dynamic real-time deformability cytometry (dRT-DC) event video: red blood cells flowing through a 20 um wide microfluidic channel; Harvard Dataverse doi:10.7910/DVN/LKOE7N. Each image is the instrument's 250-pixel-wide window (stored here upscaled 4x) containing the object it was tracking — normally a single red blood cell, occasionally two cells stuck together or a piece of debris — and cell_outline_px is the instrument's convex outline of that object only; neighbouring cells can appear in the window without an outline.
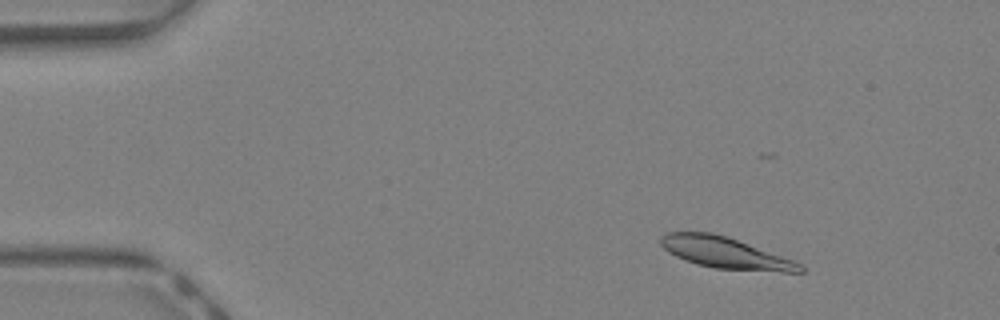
{"species": "Egyptian fruit bat (a non-hibernating species)", "species_latin": "Rousettus aegyptiacus", "temperature_condition": "warm", "stored_images_in_passage": 43, "camera_frame_rate_fps": 3000, "um_per_image_px": 0.085, "animal": {"sex": "female"}, "frame": {"image": 1, "passage_image": 6, "time_ms": 1.667, "image_size_px": [1000, 320], "cell_outline_px": [[804, 272], [780, 272], [716, 268], [696, 264], [684, 260], [668, 252], [660, 244], [660, 236], [668, 232], [712, 232], [748, 244], [804, 264]], "centroid_in_image_um": [61.64, 21.5], "position_along_channel_um": 23.4, "area_um2": 25.14}}
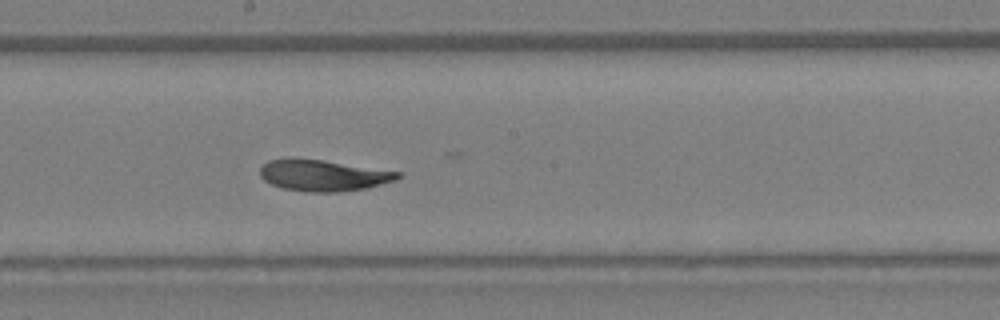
{"frame": {"image": 2, "passage_image": 24, "time_ms": 7.667, "image_size_px": [1000, 320], "cell_outline_px": [[400, 176], [396, 180], [364, 188], [340, 192], [304, 192], [284, 188], [272, 184], [264, 180], [260, 176], [260, 168], [268, 160], [288, 156], [292, 156], [324, 160], [400, 172]], "centroid_in_image_um": [27.4, 14.88], "position_along_channel_um": 220.8, "area_um2": 25.32}}
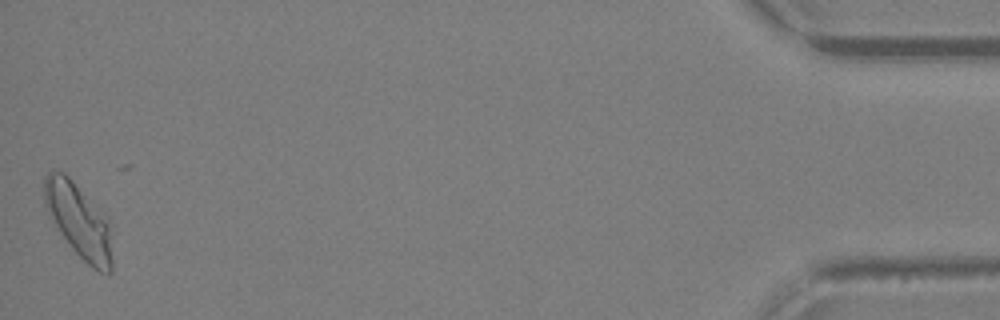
{"frame": {"image": 3, "passage_image": 43, "time_ms": 14.0, "image_size_px": [1000, 320], "cell_outline_px": [[112, 272], [108, 276], [92, 268], [72, 248], [56, 224], [44, 204], [44, 176], [48, 172], [64, 172], [68, 176], [104, 220], [108, 228], [112, 260]], "centroid_in_image_um": [6.66, 18.82], "position_along_channel_um": 428.5, "area_um2": 27.51}, "authors_computed_cell_mechanics": {"area_um2": 25.6054, "velocity_mm_per_s": 4.7414, "shape_relaxation_time_tau1_ms": 3.5187, "shape_relaxation_time_tau2_ms": 2.9254, "deformation_change_tau1": 0.1496, "deformation_change_tau2": 0.0901}}